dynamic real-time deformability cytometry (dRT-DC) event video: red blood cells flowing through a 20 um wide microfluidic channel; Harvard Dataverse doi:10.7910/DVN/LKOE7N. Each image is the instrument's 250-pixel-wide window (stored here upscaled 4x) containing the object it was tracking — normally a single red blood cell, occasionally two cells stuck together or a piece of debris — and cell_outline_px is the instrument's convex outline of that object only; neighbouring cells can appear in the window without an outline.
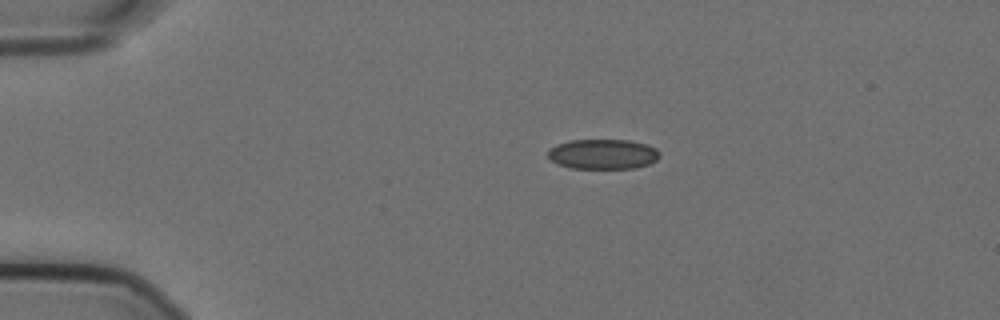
{"species": "Egyptian fruit bat (a non-hibernating species)", "species_latin": "Rousettus aegyptiacus", "temperature_condition": "cold", "stored_images_in_passage": 46, "camera_frame_rate_fps": 3000, "um_per_image_px": 0.085, "animal": {"sex": "female"}, "frame": {"image": 1, "passage_image": 1, "time_ms": 0.0, "image_size_px": [1000, 320], "cell_outline_px": [[660, 156], [656, 160], [648, 164], [636, 168], [568, 168], [556, 164], [548, 156], [548, 148], [556, 144], [572, 140], [628, 140], [644, 144], [656, 148], [660, 152]], "centroid_in_image_um": [51.22, 13.1], "position_along_channel_um": 33.8, "area_um2": 19.59}}
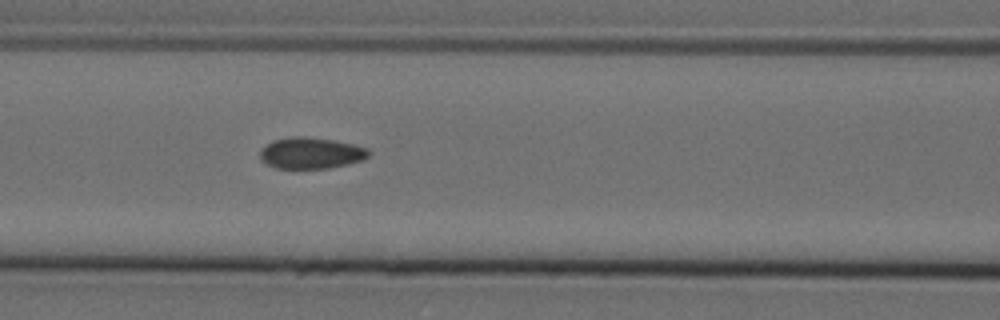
{"frame": {"image": 2, "passage_image": 14, "time_ms": 4.333, "image_size_px": [1000, 320], "cell_outline_px": [[368, 156], [360, 160], [328, 168], [276, 168], [260, 160], [260, 148], [272, 140], [292, 136], [304, 136], [336, 140], [368, 148]], "centroid_in_image_um": [26.36, 12.99], "position_along_channel_um": 140.2, "area_um2": 19.71}}
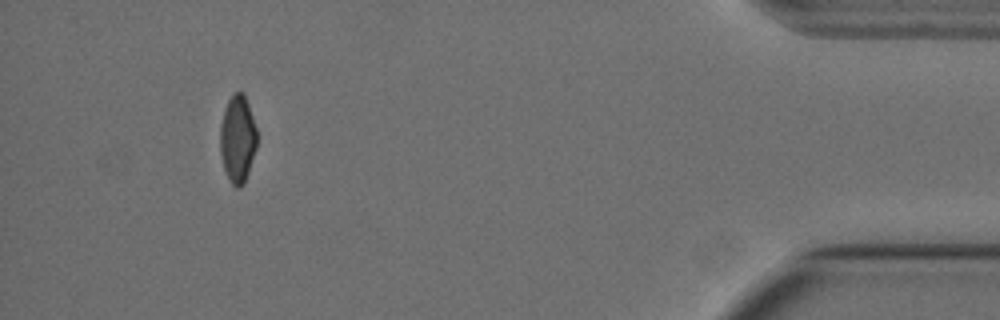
{"frame": {"image": 3, "passage_image": 42, "time_ms": 13.667, "image_size_px": [1000, 320], "cell_outline_px": [[256, 148], [244, 184], [240, 188], [236, 188], [228, 180], [224, 168], [220, 152], [220, 124], [228, 100], [232, 92], [244, 92], [256, 128]], "centroid_in_image_um": [20.18, 11.82], "position_along_channel_um": 415.0, "area_um2": 18.73}, "authors_computed_cell_mechanics": {"area_um2": 19.7965, "velocity_mm_per_s": 3.5876, "shape_relaxation_time_tau1_ms": null, "shape_relaxation_time_tau2_ms": 3.246, "deformation_change_tau1": null, "deformation_change_tau2": 0.0581}}